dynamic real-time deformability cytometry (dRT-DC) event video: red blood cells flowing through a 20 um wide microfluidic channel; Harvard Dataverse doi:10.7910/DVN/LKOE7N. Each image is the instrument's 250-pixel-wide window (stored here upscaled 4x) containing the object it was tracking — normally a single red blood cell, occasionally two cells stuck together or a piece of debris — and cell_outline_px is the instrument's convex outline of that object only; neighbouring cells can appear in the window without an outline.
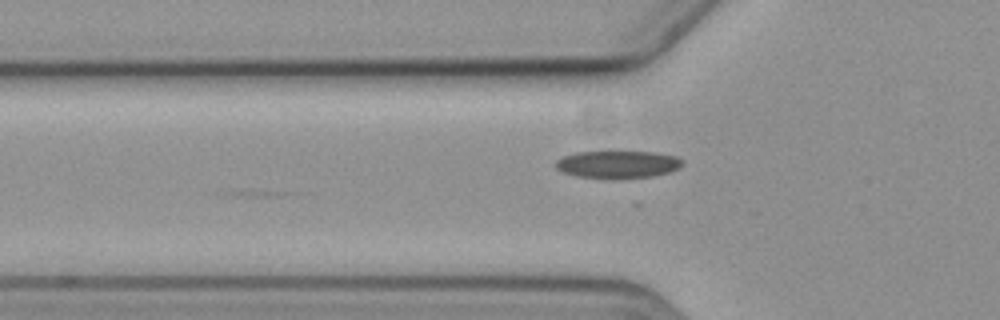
{"species": "common noctule bat (a hibernating species)", "species_latin": "Nyctalus noctula", "temperature_condition": "cold", "stored_images_in_passage": 6, "camera_frame_rate_fps": 3000, "um_per_image_px": 0.085, "animal": {"sex": "female", "body_mass_g": 19.3, "forearm_length_mm": 54.1}, "frame": {"image": 1, "passage_image": 4, "time_ms": 3.667, "image_size_px": [1000, 320], "cell_outline_px": [[684, 164], [680, 168], [672, 172], [652, 176], [616, 180], [576, 176], [560, 172], [556, 168], [556, 160], [564, 156], [576, 152], [652, 152], [676, 156], [684, 160]], "centroid_in_image_um": [52.53, 14.0], "position_along_channel_um": 73.3, "area_um2": 20.75}}
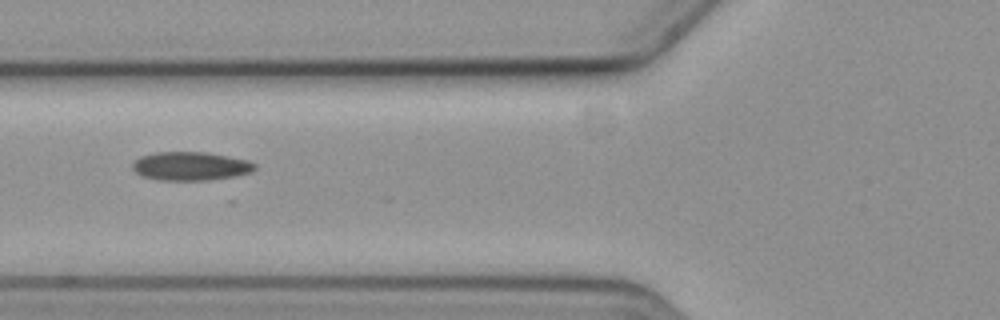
{"frame": {"image": 2, "passage_image": 5, "time_ms": 4.667, "image_size_px": [1000, 320], "cell_outline_px": [[256, 168], [252, 172], [236, 176], [208, 180], [160, 180], [144, 176], [136, 172], [132, 168], [132, 164], [140, 156], [156, 152], [208, 152], [248, 160], [256, 164]], "centroid_in_image_um": [16.23, 14.11], "position_along_channel_um": 109.6, "area_um2": 20.4}}
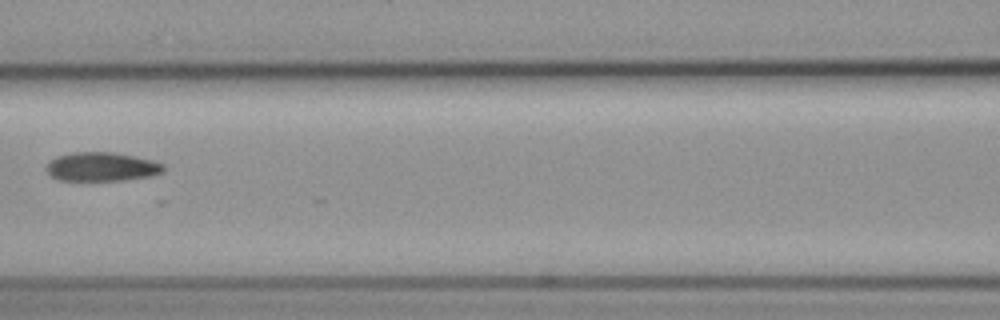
{"frame": {"image": 3, "passage_image": 6, "time_ms": 6.0, "image_size_px": [1000, 320], "cell_outline_px": [[164, 172], [152, 176], [124, 180], [56, 180], [44, 168], [48, 160], [56, 156], [72, 152], [112, 152], [152, 160], [164, 164]], "centroid_in_image_um": [8.61, 14.17], "position_along_channel_um": 158.0, "area_um2": 19.88}}